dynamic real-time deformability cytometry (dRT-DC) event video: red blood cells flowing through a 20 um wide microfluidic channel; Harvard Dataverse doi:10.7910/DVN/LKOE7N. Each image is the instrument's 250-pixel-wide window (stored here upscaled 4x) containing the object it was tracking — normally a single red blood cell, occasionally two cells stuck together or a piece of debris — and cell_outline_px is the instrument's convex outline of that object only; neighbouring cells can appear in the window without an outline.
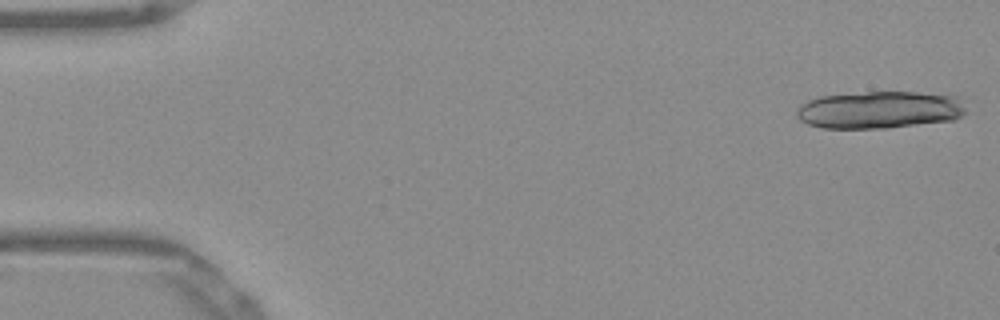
{"species": "Egyptian fruit bat (a non-hibernating species)", "species_latin": "Rousettus aegyptiacus", "temperature_condition": "warm", "stored_images_in_passage": 17, "camera_frame_rate_fps": 3000, "um_per_image_px": 0.085, "frame": {"image": 1, "passage_image": 1, "time_ms": 0.0, "image_size_px": [1000, 320], "cell_outline_px": [[968, 112], [964, 116], [956, 120], [888, 128], [824, 128], [808, 124], [800, 120], [796, 116], [796, 112], [808, 100], [820, 96], [868, 92], [916, 92], [964, 96]], "centroid_in_image_um": [74.92, 9.33], "position_along_channel_um": 10.1, "area_um2": 37.45}}